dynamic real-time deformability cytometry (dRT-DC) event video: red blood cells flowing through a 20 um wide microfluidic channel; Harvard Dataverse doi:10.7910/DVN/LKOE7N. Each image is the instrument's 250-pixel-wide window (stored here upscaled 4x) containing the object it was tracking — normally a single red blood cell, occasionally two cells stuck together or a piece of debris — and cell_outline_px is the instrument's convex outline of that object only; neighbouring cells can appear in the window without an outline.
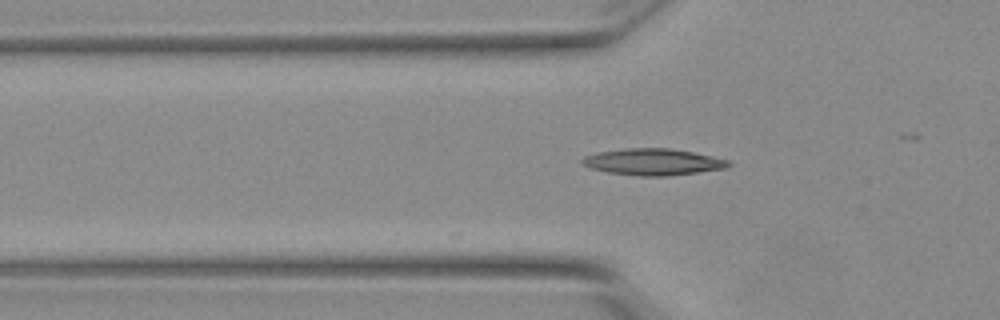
{"species": "Egyptian fruit bat (a non-hibernating species)", "species_latin": "Rousettus aegyptiacus", "temperature_condition": "warm", "stored_images_in_passage": 12, "camera_frame_rate_fps": 3000, "um_per_image_px": 0.085, "animal": {"sex": "female"}, "frame": {"image": 1, "passage_image": 2, "time_ms": 0.333, "image_size_px": [1000, 320], "cell_outline_px": [[732, 164], [728, 168], [668, 176], [640, 176], [608, 172], [592, 168], [580, 164], [580, 160], [584, 156], [596, 152], [624, 148], [672, 148], [712, 156], [728, 160]], "centroid_in_image_um": [55.49, 13.76], "position_along_channel_um": 70.3, "area_um2": 22.77}}
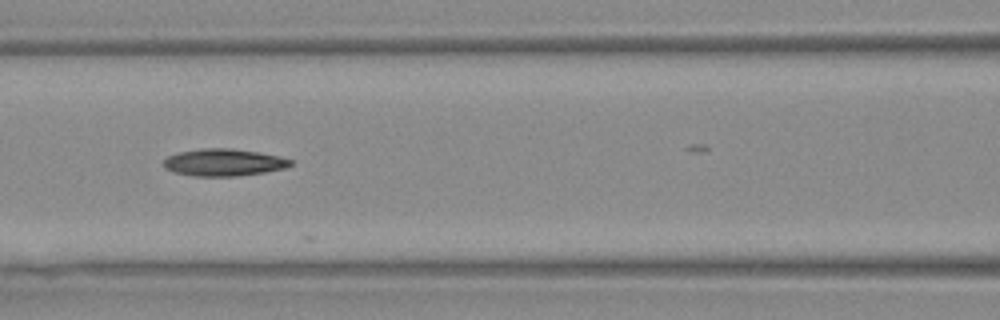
{"frame": {"image": 2, "passage_image": 8, "time_ms": 2.333, "image_size_px": [1000, 320], "cell_outline_px": [[292, 164], [284, 168], [264, 172], [236, 176], [196, 176], [172, 172], [164, 168], [164, 160], [168, 156], [180, 152], [200, 148], [232, 148], [280, 156], [292, 160]], "centroid_in_image_um": [18.99, 13.8], "position_along_channel_um": 147.6, "area_um2": 20.0}}
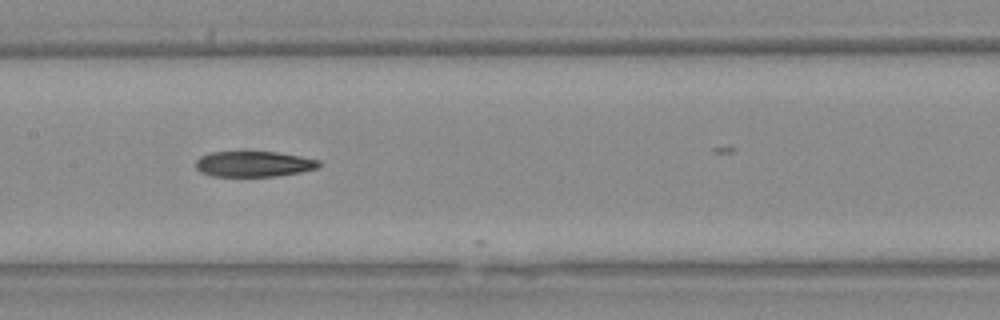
{"frame": {"image": 3, "passage_image": 11, "time_ms": 3.333, "image_size_px": [1000, 320], "cell_outline_px": [[320, 164], [316, 168], [300, 172], [276, 176], [212, 176], [200, 172], [196, 168], [196, 160], [200, 156], [212, 152], [276, 152], [300, 156], [320, 160]], "centroid_in_image_um": [21.55, 13.94], "position_along_channel_um": 185.9, "area_um2": 18.26}}